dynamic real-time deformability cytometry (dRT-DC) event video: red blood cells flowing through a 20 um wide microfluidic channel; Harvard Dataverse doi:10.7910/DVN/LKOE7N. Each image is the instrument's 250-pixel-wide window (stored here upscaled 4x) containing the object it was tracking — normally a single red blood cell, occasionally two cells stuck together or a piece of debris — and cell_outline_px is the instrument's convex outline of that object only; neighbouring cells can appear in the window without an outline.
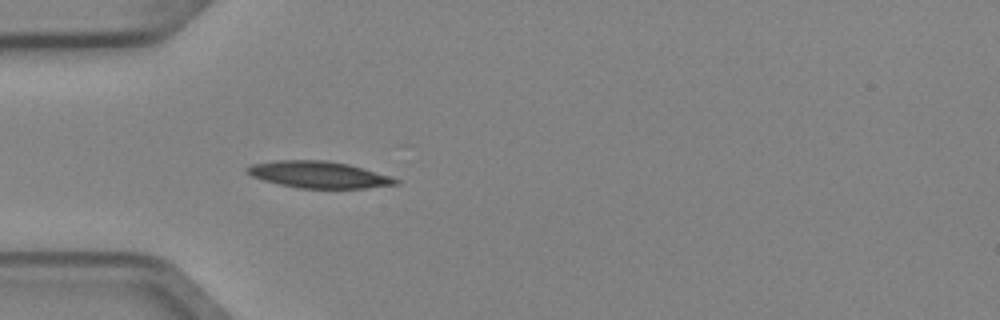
{"species": "Egyptian fruit bat (a non-hibernating species)", "species_latin": "Rousettus aegyptiacus", "temperature_condition": "cold", "stored_images_in_passage": 4, "camera_frame_rate_fps": 3000, "um_per_image_px": 0.085, "animal": {"sex": "female"}, "frame": {"image": 1, "passage_image": 4, "time_ms": 1.0, "image_size_px": [1000, 320], "cell_outline_px": [[400, 184], [368, 188], [296, 188], [264, 180], [252, 176], [244, 172], [244, 168], [252, 164], [276, 160], [324, 160], [348, 164], [364, 168], [392, 176], [400, 180]], "centroid_in_image_um": [27.11, 14.84], "position_along_channel_um": 57.9, "area_um2": 23.29}}